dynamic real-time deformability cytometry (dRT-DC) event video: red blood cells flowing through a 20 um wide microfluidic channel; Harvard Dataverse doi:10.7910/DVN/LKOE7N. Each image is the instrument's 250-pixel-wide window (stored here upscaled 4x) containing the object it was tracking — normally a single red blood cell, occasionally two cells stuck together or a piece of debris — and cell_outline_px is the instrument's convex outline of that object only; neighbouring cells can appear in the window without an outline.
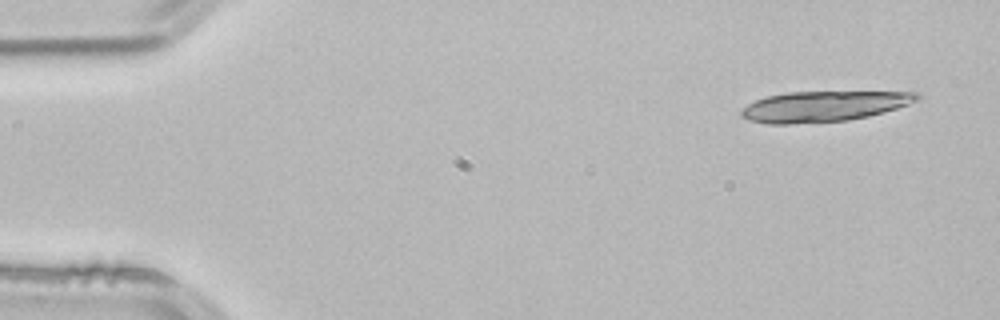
{"species": "common noctule bat (a hibernating species)", "species_latin": "Nyctalus noctula", "temperature_condition": "room temperature", "stored_images_in_passage": 3, "camera_frame_rate_fps": 3000, "um_per_image_px": 0.085, "animal": {"sex": "male", "body_mass_g": 21.5, "forearm_length_mm": 52.0}, "frame": {"image": 1, "passage_image": 1, "time_ms": 0.0, "image_size_px": [1000, 320], "cell_outline_px": [[920, 100], [896, 108], [868, 116], [848, 120], [788, 124], [764, 124], [748, 120], [740, 116], [740, 112], [748, 104], [756, 100], [768, 96], [788, 92], [920, 92]], "centroid_in_image_um": [70.0, 9.04], "position_along_channel_um": 15.0, "area_um2": 31.1}}
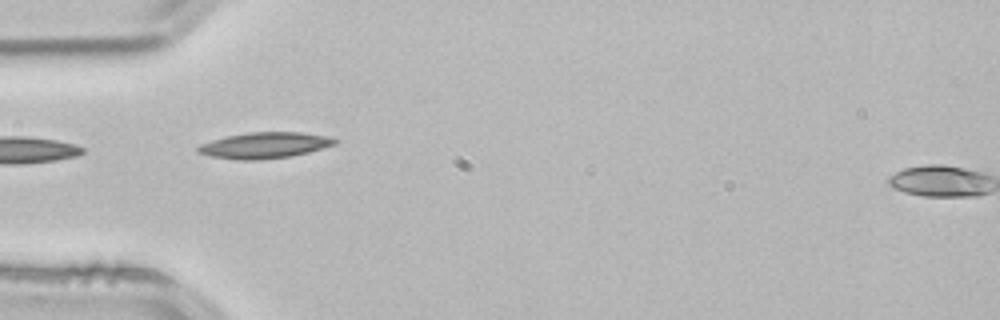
{"frame": {"image": 2, "passage_image": 3, "time_ms": 0.667, "image_size_px": [1000, 320], "cell_outline_px": [[336, 144], [308, 152], [292, 156], [260, 160], [240, 160], [212, 156], [200, 152], [196, 148], [200, 144], [212, 140], [228, 136], [248, 132], [300, 132], [328, 136], [336, 140]], "centroid_in_image_um": [22.51, 12.35], "position_along_channel_um": 62.5, "area_um2": 20.52}}